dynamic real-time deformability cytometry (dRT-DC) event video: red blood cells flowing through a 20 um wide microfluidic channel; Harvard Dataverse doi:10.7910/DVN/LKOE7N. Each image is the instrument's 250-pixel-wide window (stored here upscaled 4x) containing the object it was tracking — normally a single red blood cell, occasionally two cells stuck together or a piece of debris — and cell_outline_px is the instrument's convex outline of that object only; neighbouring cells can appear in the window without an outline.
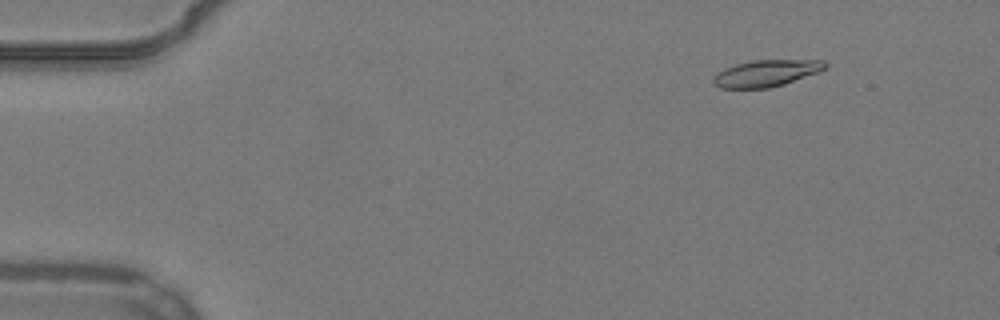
{"species": "common noctule bat (a hibernating species)", "species_latin": "Nyctalus noctula", "temperature_condition": "warm", "stored_images_in_passage": 11, "camera_frame_rate_fps": 3000, "um_per_image_px": 0.085, "animal": {"sex": "male", "body_mass_g": 19.2, "forearm_length_mm": 51.8}, "frame": {"image": 1, "passage_image": 7, "time_ms": 2.0, "image_size_px": [1000, 320], "cell_outline_px": [[828, 68], [820, 72], [784, 84], [768, 88], [720, 88], [712, 84], [712, 80], [724, 68], [736, 64], [752, 60], [824, 60], [828, 64]], "centroid_in_image_um": [65.18, 6.22], "position_along_channel_um": 19.8, "area_um2": 17.46}}